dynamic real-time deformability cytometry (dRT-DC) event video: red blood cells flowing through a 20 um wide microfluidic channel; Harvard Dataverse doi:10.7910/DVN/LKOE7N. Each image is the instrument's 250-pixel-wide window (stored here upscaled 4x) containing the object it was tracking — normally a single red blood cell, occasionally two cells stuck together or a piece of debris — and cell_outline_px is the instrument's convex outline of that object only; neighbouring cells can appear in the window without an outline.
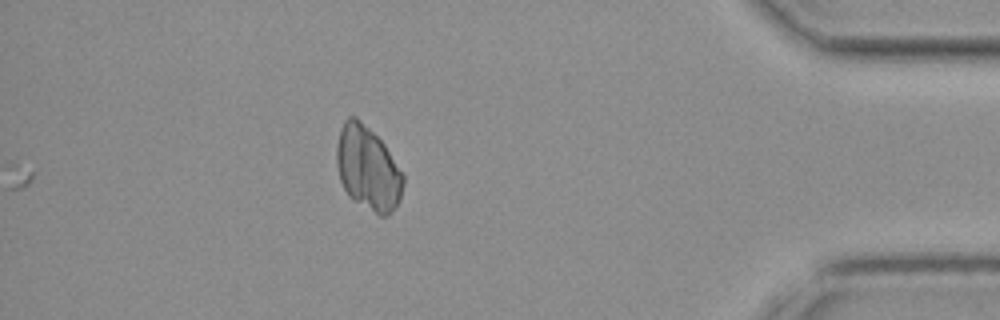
{"species": "common noctule bat (a hibernating species)", "species_latin": "Nyctalus noctula", "temperature_condition": "cold", "stored_images_in_passage": 34, "camera_frame_rate_fps": 3000, "um_per_image_px": 0.085, "animal": {"sex": "female", "body_mass_g": 19.3, "forearm_length_mm": 54.1}, "frame": {"image": 1, "passage_image": 34, "time_ms": 11.0, "image_size_px": [1000, 320], "cell_outline_px": [[404, 184], [400, 200], [392, 212], [388, 216], [380, 216], [348, 196], [340, 180], [336, 164], [336, 148], [340, 128], [344, 120], [348, 116], [356, 116], [384, 144], [404, 176]], "centroid_in_image_um": [31.26, 14.31], "position_along_channel_um": 403.9, "area_um2": 32.48}}